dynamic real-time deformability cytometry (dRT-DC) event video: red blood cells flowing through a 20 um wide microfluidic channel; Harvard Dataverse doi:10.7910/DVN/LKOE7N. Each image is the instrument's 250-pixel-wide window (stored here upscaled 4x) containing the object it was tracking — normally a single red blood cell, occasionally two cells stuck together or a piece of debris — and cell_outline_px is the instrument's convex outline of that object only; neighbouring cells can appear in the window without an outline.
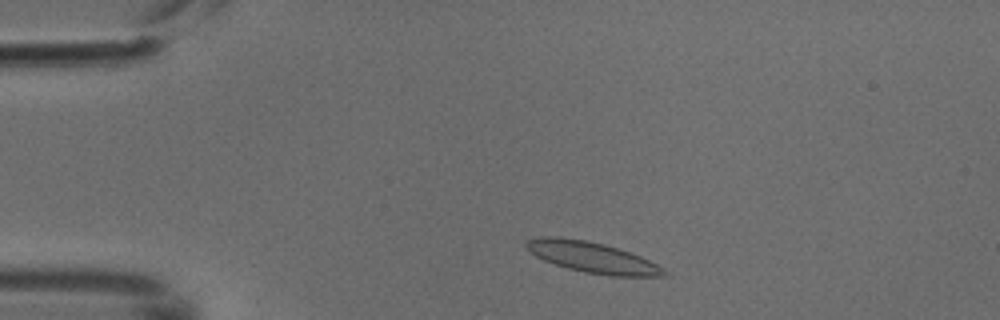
{"species": "common noctule bat (a hibernating species)", "species_latin": "Nyctalus noctula", "temperature_condition": "cold", "stored_images_in_passage": 3, "camera_frame_rate_fps": 3000, "um_per_image_px": 0.085, "animal": {"sex": "male", "body_mass_g": 18.8}, "frame": {"image": 1, "passage_image": 1, "time_ms": 0.0, "image_size_px": [1000, 320], "cell_outline_px": [[668, 272], [664, 276], [608, 276], [584, 272], [568, 268], [544, 260], [536, 256], [524, 244], [524, 240], [540, 236], [560, 236], [588, 240], [604, 244], [640, 256], [664, 268]], "centroid_in_image_um": [50.31, 21.86], "position_along_channel_um": 34.7, "area_um2": 24.68}}